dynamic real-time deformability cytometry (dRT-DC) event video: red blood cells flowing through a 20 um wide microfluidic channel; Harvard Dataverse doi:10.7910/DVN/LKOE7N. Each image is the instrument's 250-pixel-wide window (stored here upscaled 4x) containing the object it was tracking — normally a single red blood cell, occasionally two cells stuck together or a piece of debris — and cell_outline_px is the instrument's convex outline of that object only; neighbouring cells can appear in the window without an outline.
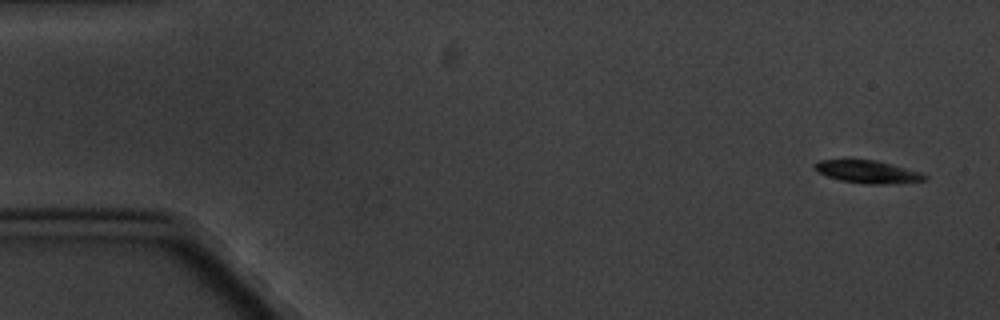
{"species": "common noctule bat (a hibernating species)", "species_latin": "Nyctalus noctula", "temperature_condition": "cold", "stored_images_in_passage": 5, "camera_frame_rate_fps": 3000, "um_per_image_px": 0.085, "animal": {"sex": "male", "body_mass_g": 20.1, "forearm_length_mm": 53.5}, "frame": {"image": 1, "passage_image": 1, "time_ms": 0.0, "image_size_px": [1000, 320], "cell_outline_px": [[928, 176], [924, 180], [888, 184], [868, 184], [840, 180], [828, 176], [812, 168], [812, 164], [820, 160], [876, 160], [924, 172]], "centroid_in_image_um": [73.78, 14.6], "position_along_channel_um": 11.2, "area_um2": 14.51}}
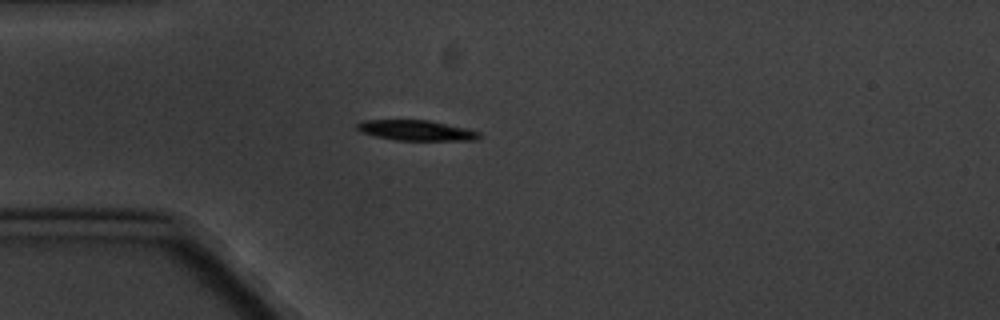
{"frame": {"image": 2, "passage_image": 5, "time_ms": 4.333, "image_size_px": [1000, 320], "cell_outline_px": [[480, 136], [476, 140], [396, 140], [376, 136], [360, 132], [356, 128], [356, 124], [364, 120], [428, 120], [468, 128], [480, 132]], "centroid_in_image_um": [35.38, 11.08], "position_along_channel_um": 49.6, "area_um2": 14.45}}